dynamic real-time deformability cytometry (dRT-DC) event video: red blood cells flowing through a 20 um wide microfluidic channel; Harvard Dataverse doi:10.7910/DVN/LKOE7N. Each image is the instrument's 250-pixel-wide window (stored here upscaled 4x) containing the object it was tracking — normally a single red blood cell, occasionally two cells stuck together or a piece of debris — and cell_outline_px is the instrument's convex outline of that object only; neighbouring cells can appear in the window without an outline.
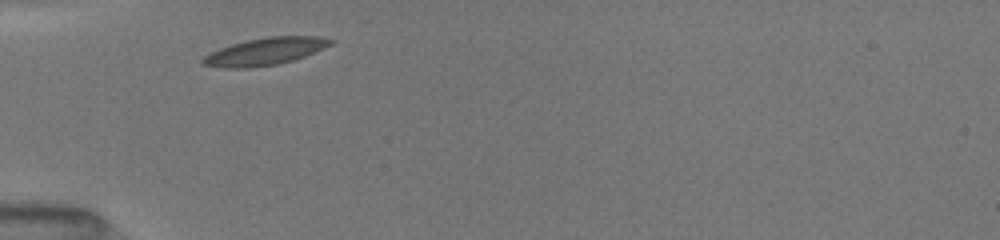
{"species": "common noctule bat (a hibernating species)", "species_latin": "Nyctalus noctula", "temperature_condition": "room temperature", "stored_images_in_passage": 20, "camera_frame_rate_fps": 3000, "um_per_image_px": 0.085, "animal": {"sex": "female", "body_mass_g": 19.5, "forearm_length_mm": 54.1}, "frame": {"image": 1, "passage_image": 1, "time_ms": 0.0, "image_size_px": [1000, 240], "cell_outline_px": [[336, 40], [332, 44], [324, 48], [304, 56], [292, 60], [276, 64], [252, 68], [224, 68], [200, 64], [200, 60], [208, 52], [232, 44], [248, 40], [268, 36], [316, 36]], "centroid_in_image_um": [22.49, 4.38], "position_along_channel_um": 62.5, "area_um2": 20.35}}
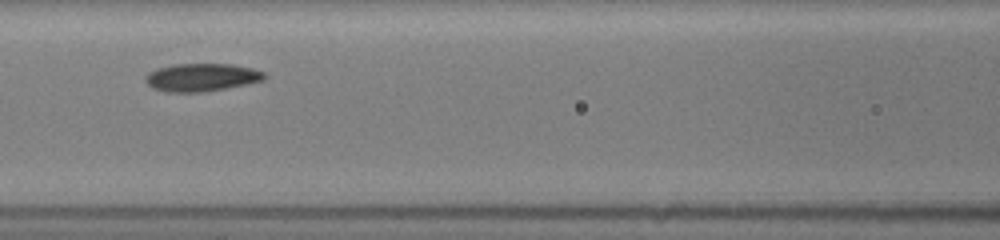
{"frame": {"image": 2, "passage_image": 6, "time_ms": 2.333, "image_size_px": [1000, 240], "cell_outline_px": [[268, 76], [264, 80], [248, 84], [204, 92], [164, 92], [152, 88], [144, 80], [144, 76], [148, 72], [172, 64], [232, 64], [252, 68], [264, 72]], "centroid_in_image_um": [17.14, 6.58], "position_along_channel_um": 149.5, "area_um2": 19.54}}
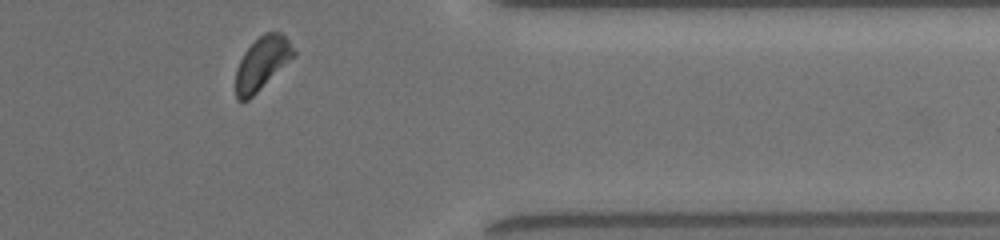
{"frame": {"image": 3, "passage_image": 20, "time_ms": 8.667, "image_size_px": [1000, 240], "cell_outline_px": [[296, 56], [248, 100], [236, 100], [236, 68], [244, 52], [264, 32], [280, 32], [288, 40], [296, 52]], "centroid_in_image_um": [22.28, 5.38], "position_along_channel_um": 389.1, "area_um2": 17.74}, "authors_computed_cell_mechanics": {"area_um2": 19.0162, "velocity_mm_per_s": 3.9782, "shape_relaxation_time_tau1_ms": 7.1593, "shape_relaxation_time_tau2_ms": 4.1748, "deformation_change_tau1": 0.1857, "deformation_change_tau2": 0.1012}}